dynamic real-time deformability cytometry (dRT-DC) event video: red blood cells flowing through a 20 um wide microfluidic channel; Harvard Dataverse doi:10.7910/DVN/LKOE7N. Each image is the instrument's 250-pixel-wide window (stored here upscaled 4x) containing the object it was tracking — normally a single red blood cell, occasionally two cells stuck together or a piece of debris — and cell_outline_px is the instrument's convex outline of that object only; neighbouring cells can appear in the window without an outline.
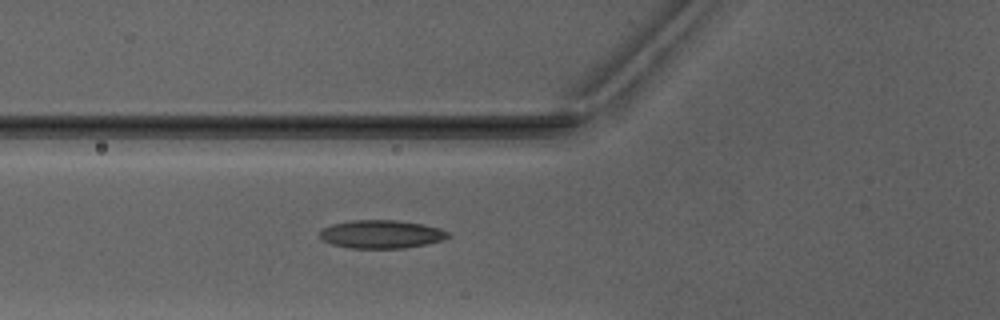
{"species": "Egyptian fruit bat (a non-hibernating species)", "species_latin": "Rousettus aegyptiacus", "temperature_condition": "warm", "stored_images_in_passage": 2, "camera_frame_rate_fps": 3000, "um_per_image_px": 0.085, "animal": {"sex": "male"}, "frame": {"image": 1, "passage_image": 2, "time_ms": 1.333, "image_size_px": [1000, 320], "cell_outline_px": [[452, 236], [444, 240], [428, 244], [404, 248], [348, 248], [332, 244], [324, 240], [320, 236], [320, 232], [324, 228], [332, 224], [352, 220], [396, 220], [424, 224], [440, 228], [448, 232]], "centroid_in_image_um": [32.47, 19.91], "position_along_channel_um": 93.3, "area_um2": 21.21}}